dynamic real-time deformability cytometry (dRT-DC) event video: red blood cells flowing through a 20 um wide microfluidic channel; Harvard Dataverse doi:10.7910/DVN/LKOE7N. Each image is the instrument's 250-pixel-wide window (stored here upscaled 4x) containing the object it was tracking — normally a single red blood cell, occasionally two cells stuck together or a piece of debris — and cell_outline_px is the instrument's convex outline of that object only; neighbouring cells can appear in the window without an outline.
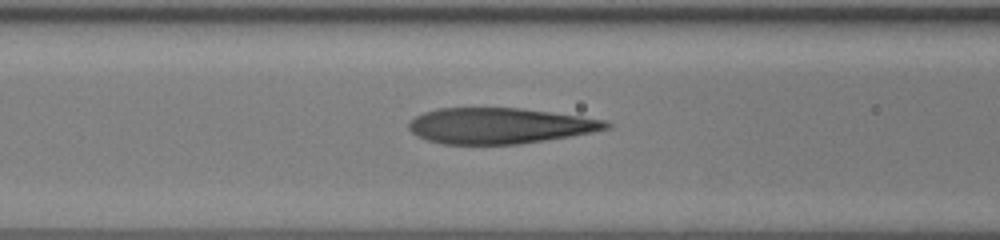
{"species": "human", "species_latin": "Homo sapiens", "temperature_condition": "room temperature", "stored_images_in_passage": 31, "camera_frame_rate_fps": 3000, "um_per_image_px": 0.085, "donor": {"sex": "female"}, "frame": {"image": 1, "passage_image": 9, "time_ms": 2.667, "image_size_px": [1000, 240], "cell_outline_px": [[612, 128], [592, 132], [544, 140], [516, 144], [440, 144], [416, 136], [408, 128], [408, 124], [416, 116], [424, 112], [440, 108], [520, 108], [552, 112], [608, 120], [612, 124]], "centroid_in_image_um": [42.48, 10.69], "position_along_channel_um": 124.1, "area_um2": 41.1}}
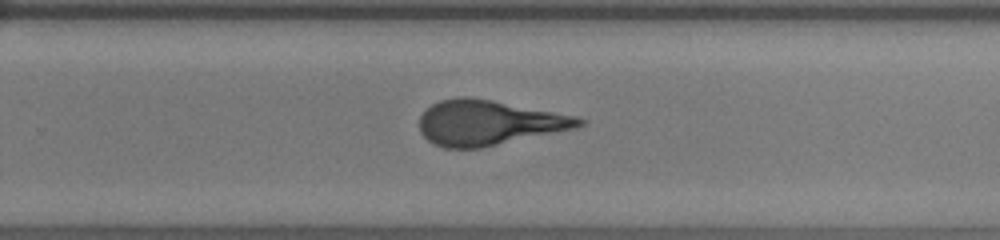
{"frame": {"image": 2, "passage_image": 21, "time_ms": 6.667, "image_size_px": [1000, 240], "cell_outline_px": [[584, 124], [576, 128], [480, 148], [444, 148], [432, 144], [420, 132], [420, 116], [432, 104], [440, 100], [456, 96], [468, 96], [492, 100], [576, 116], [584, 120]], "centroid_in_image_um": [41.49, 10.43], "position_along_channel_um": 288.3, "area_um2": 41.67}}
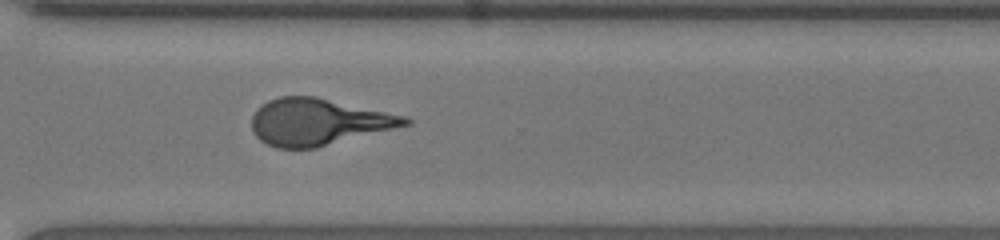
{"frame": {"image": 3, "passage_image": 25, "time_ms": 8.0, "image_size_px": [1000, 240], "cell_outline_px": [[412, 124], [316, 148], [276, 148], [260, 140], [252, 132], [252, 116], [256, 108], [268, 100], [280, 96], [316, 96], [408, 116], [412, 120]], "centroid_in_image_um": [27.07, 10.35], "position_along_channel_um": 343.5, "area_um2": 42.02}}